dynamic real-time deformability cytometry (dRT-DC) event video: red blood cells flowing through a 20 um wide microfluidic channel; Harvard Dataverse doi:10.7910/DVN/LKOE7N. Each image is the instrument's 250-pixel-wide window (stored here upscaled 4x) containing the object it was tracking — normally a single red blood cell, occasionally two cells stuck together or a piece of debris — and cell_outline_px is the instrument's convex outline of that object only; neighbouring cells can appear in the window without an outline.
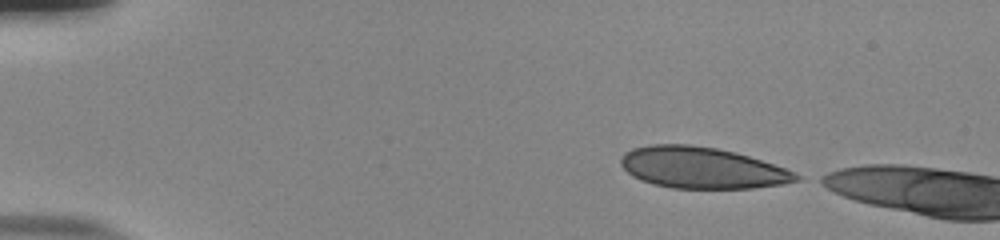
{"species": "human", "species_latin": "Homo sapiens", "temperature_condition": "room temperature", "stored_images_in_passage": 11, "camera_frame_rate_fps": 3000, "um_per_image_px": 0.085, "donor": {"sex": "male"}, "frame": {"image": 1, "passage_image": 1, "time_ms": 0.0, "image_size_px": [1000, 240], "cell_outline_px": [[800, 180], [780, 184], [752, 188], [672, 188], [652, 184], [640, 180], [632, 176], [620, 164], [620, 160], [624, 152], [632, 148], [652, 144], [692, 144], [716, 148], [736, 152], [784, 168], [800, 176]], "centroid_in_image_um": [59.6, 14.25], "position_along_channel_um": 25.4, "area_um2": 42.02}}